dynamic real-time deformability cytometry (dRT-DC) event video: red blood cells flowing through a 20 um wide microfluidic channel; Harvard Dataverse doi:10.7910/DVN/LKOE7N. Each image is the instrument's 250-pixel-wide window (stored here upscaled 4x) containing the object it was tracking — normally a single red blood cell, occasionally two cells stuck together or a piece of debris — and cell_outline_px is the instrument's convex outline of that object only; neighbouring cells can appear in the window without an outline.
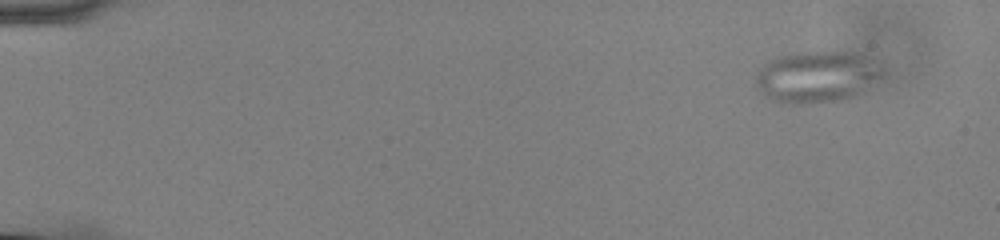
{"species": "common noctule bat (a hibernating species)", "species_latin": "Nyctalus noctula", "temperature_condition": "cold", "stored_images_in_passage": 12, "camera_frame_rate_fps": 3000, "um_per_image_px": 0.085, "animal": {"sex": "male", "body_mass_g": 13.0, "forearm_length_mm": 53.1}, "frame": {"image": 1, "passage_image": 1, "time_ms": 0.0, "image_size_px": [1000, 240], "cell_outline_px": [[884, 72], [880, 76], [856, 92], [848, 96], [832, 100], [804, 104], [792, 104], [772, 100], [756, 84], [756, 76], [764, 64], [768, 60], [792, 52], [852, 52], [864, 56], [880, 68]], "centroid_in_image_um": [69.33, 6.49], "position_along_channel_um": 15.7, "area_um2": 36.53}}